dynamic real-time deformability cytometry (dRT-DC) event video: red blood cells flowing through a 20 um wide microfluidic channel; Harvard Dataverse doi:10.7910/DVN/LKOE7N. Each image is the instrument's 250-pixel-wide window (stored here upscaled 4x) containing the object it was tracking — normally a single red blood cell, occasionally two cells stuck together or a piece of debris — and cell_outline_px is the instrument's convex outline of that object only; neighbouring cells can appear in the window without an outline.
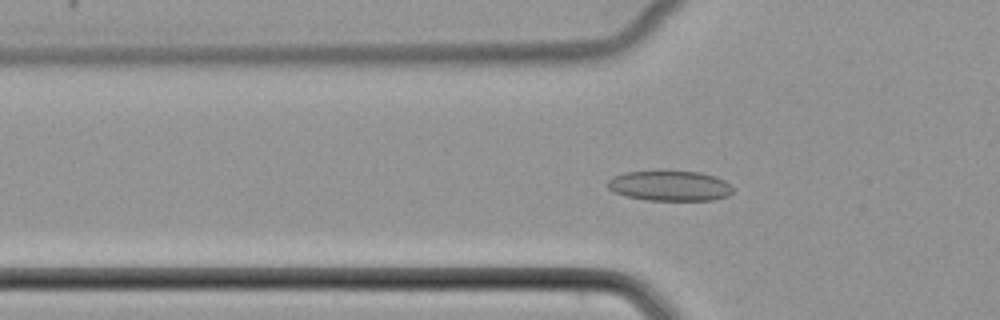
{"species": "common noctule bat (a hibernating species)", "species_latin": "Nyctalus noctula", "temperature_condition": "cold", "stored_images_in_passage": 53, "camera_frame_rate_fps": 3000, "um_per_image_px": 0.085, "animal": {"sex": "female", "body_mass_g": 22.7, "forearm_length_mm": 54.2}, "frame": {"image": 1, "passage_image": 18, "time_ms": 5.667, "image_size_px": [1000, 320], "cell_outline_px": [[732, 192], [728, 196], [712, 200], [648, 200], [628, 196], [612, 192], [608, 188], [608, 180], [612, 176], [624, 172], [700, 172], [716, 176], [724, 180], [732, 188]], "centroid_in_image_um": [56.92, 15.8], "position_along_channel_um": 68.9, "area_um2": 21.79}}
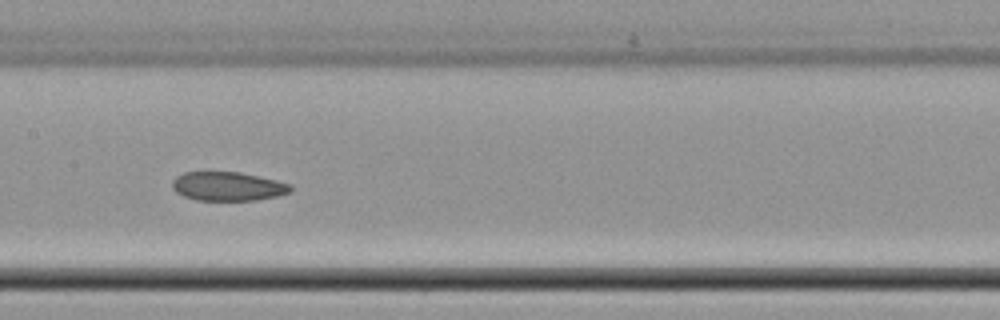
{"frame": {"image": 2, "passage_image": 27, "time_ms": 8.667, "image_size_px": [1000, 320], "cell_outline_px": [[292, 192], [276, 196], [256, 200], [196, 200], [184, 196], [176, 192], [172, 188], [172, 180], [176, 176], [184, 172], [240, 172], [276, 180], [292, 184]], "centroid_in_image_um": [19.37, 15.83], "position_along_channel_um": 188.0, "area_um2": 20.0}}
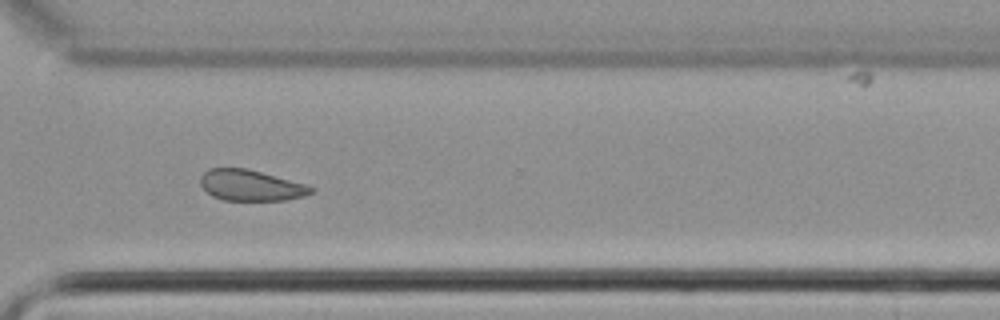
{"frame": {"image": 3, "passage_image": 39, "time_ms": 12.667, "image_size_px": [1000, 320], "cell_outline_px": [[316, 188], [312, 192], [304, 196], [288, 200], [224, 200], [212, 196], [200, 184], [200, 176], [208, 168], [248, 168], [304, 184]], "centroid_in_image_um": [21.3, 15.75], "position_along_channel_um": 349.3, "area_um2": 19.88}}